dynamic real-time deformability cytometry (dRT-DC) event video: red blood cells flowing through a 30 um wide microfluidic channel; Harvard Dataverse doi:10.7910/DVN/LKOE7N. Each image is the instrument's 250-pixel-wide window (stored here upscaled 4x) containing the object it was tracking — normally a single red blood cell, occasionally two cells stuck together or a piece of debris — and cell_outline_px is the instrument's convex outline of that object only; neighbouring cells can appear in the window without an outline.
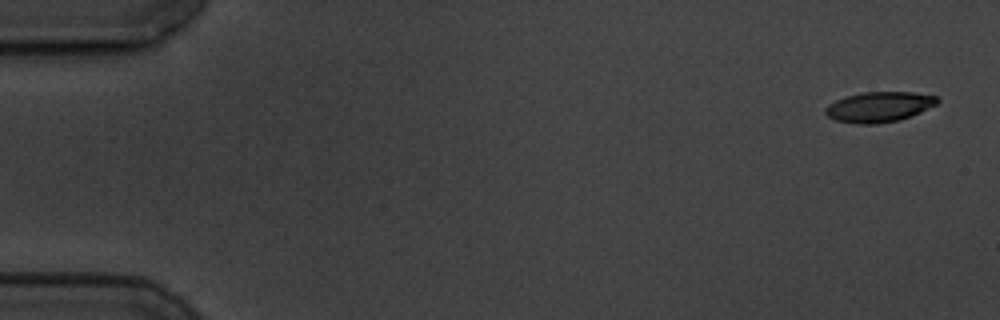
{"species": "common noctule bat (a hibernating species)", "species_latin": "Nyctalus noctula", "temperature_condition": "cold", "stored_images_in_passage": 5, "camera_frame_rate_fps": 3000, "um_per_image_px": 0.085, "animal": {"sex": "male", "body_mass_g": 19.5, "forearm_length_mm": 54.6}, "frame": {"image": 1, "passage_image": 1, "time_ms": 0.0, "image_size_px": [1000, 320], "cell_outline_px": [[940, 100], [936, 104], [920, 112], [900, 120], [876, 124], [856, 124], [836, 120], [828, 116], [824, 112], [824, 108], [828, 104], [844, 96], [864, 92], [912, 92], [936, 96]], "centroid_in_image_um": [74.69, 9.08], "position_along_channel_um": 10.3, "area_um2": 19.77}}
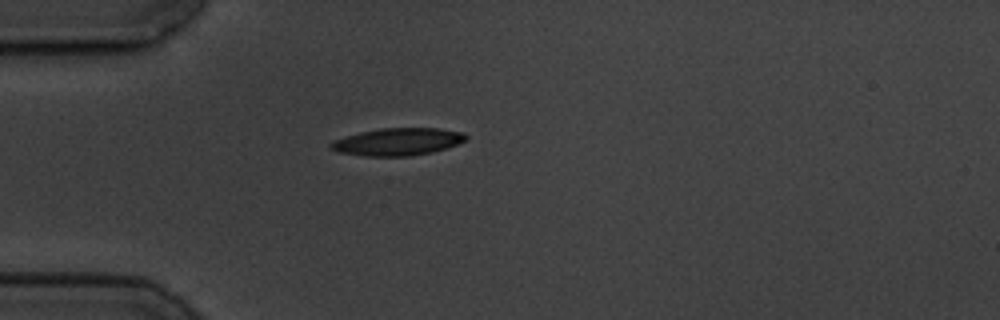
{"frame": {"image": 2, "passage_image": 5, "time_ms": 4.667, "image_size_px": [1000, 320], "cell_outline_px": [[468, 136], [464, 140], [456, 144], [432, 152], [408, 156], [364, 156], [340, 152], [328, 148], [328, 144], [336, 140], [360, 132], [380, 128], [440, 128], [464, 132]], "centroid_in_image_um": [33.8, 12.04], "position_along_channel_um": 51.2, "area_um2": 21.39}}